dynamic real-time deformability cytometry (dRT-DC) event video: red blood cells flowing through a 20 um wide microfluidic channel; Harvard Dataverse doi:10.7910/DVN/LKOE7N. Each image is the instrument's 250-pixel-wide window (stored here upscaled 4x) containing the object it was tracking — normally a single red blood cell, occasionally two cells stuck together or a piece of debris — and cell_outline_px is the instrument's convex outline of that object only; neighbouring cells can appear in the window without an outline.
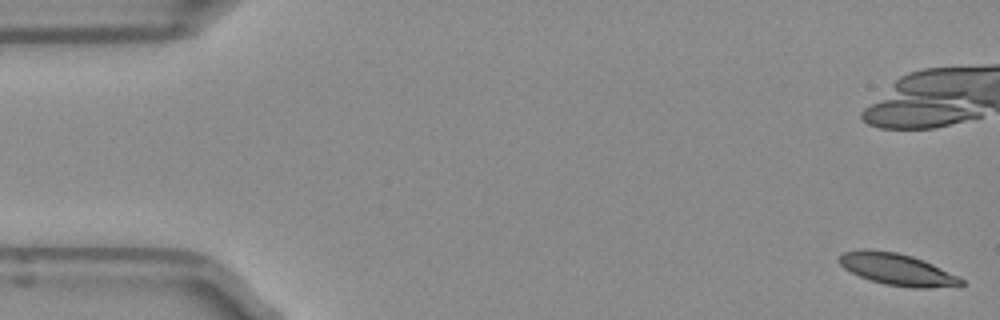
{"species": "Egyptian fruit bat (a non-hibernating species)", "species_latin": "Rousettus aegyptiacus", "temperature_condition": "room temperature", "stored_images_in_passage": 14, "camera_frame_rate_fps": 3000, "um_per_image_px": 0.085, "frame": {"image": 1, "passage_image": 1, "time_ms": 0.0, "image_size_px": [1000, 320], "cell_outline_px": [[964, 284], [960, 288], [916, 288], [884, 284], [860, 276], [844, 268], [836, 260], [844, 252], [864, 248], [868, 248], [896, 252], [912, 256], [924, 260], [960, 276], [964, 280]], "centroid_in_image_um": [76.34, 22.91], "position_along_channel_um": 8.7, "area_um2": 23.06}}